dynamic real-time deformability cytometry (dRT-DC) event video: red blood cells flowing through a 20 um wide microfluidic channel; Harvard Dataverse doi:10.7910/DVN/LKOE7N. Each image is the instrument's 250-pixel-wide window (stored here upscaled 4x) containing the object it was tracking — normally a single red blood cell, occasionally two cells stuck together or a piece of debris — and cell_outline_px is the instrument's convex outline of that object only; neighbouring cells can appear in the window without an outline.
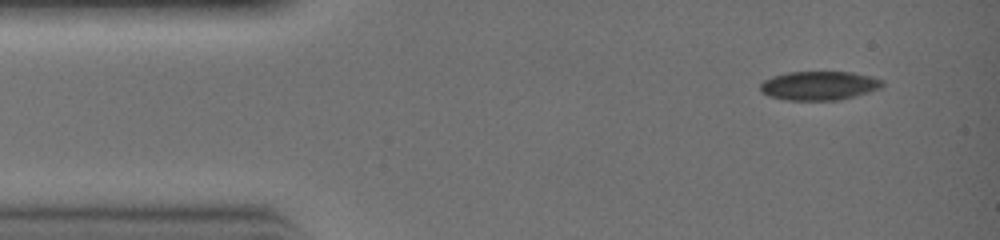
{"species": "common noctule bat (a hibernating species)", "species_latin": "Nyctalus noctula", "temperature_condition": "warm", "stored_images_in_passage": 3, "camera_frame_rate_fps": 3000, "um_per_image_px": 0.085, "animal": {"sex": "female", "body_mass_g": 19.0, "forearm_length_mm": 51.5}, "frame": {"image": 1, "passage_image": 1, "time_ms": 0.0, "image_size_px": [1000, 240], "cell_outline_px": [[884, 84], [880, 88], [868, 92], [836, 100], [788, 100], [772, 96], [760, 92], [760, 84], [764, 80], [772, 76], [788, 72], [852, 72], [884, 80]], "centroid_in_image_um": [69.6, 7.27], "position_along_channel_um": 15.4, "area_um2": 20.35}}
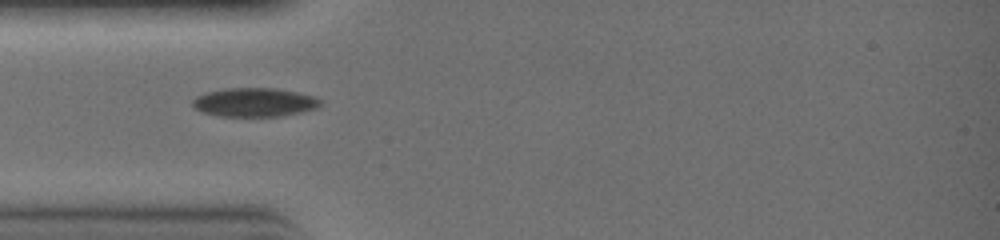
{"frame": {"image": 2, "passage_image": 3, "time_ms": 0.667, "image_size_px": [1000, 240], "cell_outline_px": [[320, 104], [316, 108], [300, 112], [280, 116], [216, 116], [204, 112], [196, 108], [192, 104], [192, 100], [196, 96], [204, 92], [228, 88], [276, 88], [316, 96], [320, 100]], "centroid_in_image_um": [21.61, 8.69], "position_along_channel_um": 63.4, "area_um2": 21.39}}